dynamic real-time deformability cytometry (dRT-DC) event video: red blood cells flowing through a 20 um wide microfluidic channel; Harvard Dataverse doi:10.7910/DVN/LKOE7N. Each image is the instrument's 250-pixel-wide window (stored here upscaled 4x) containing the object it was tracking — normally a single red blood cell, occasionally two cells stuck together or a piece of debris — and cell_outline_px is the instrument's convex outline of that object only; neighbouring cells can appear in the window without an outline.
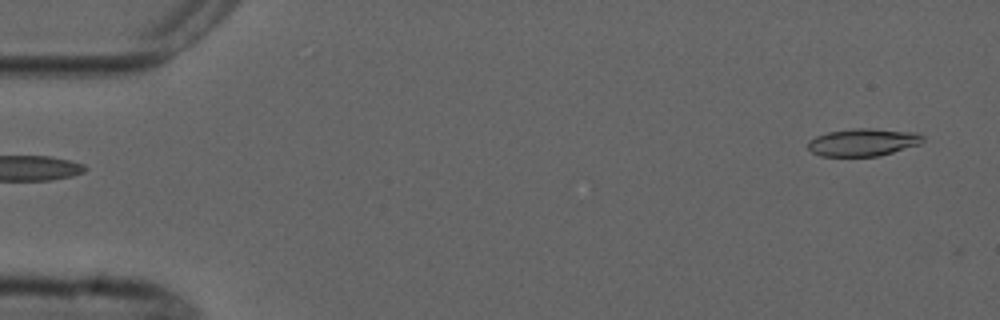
{"species": "common noctule bat (a hibernating species)", "species_latin": "Nyctalus noctula", "temperature_condition": "cold", "stored_images_in_passage": 6, "segment_of_instrument_passage": [2, 2], "camera_frame_rate_fps": 3000, "um_per_image_px": 0.085, "animal": {"sex": "male", "forearm_length_mm": 52.5}, "frame": {"image": 1, "passage_image": 6, "time_ms": 6.0, "image_size_px": [1000, 320], "cell_outline_px": [[924, 140], [920, 144], [880, 156], [820, 156], [812, 152], [808, 148], [808, 140], [816, 136], [828, 132], [852, 128], [872, 128], [916, 132], [924, 136]], "centroid_in_image_um": [73.36, 12.09], "position_along_channel_um": 11.6, "area_um2": 18.61}}